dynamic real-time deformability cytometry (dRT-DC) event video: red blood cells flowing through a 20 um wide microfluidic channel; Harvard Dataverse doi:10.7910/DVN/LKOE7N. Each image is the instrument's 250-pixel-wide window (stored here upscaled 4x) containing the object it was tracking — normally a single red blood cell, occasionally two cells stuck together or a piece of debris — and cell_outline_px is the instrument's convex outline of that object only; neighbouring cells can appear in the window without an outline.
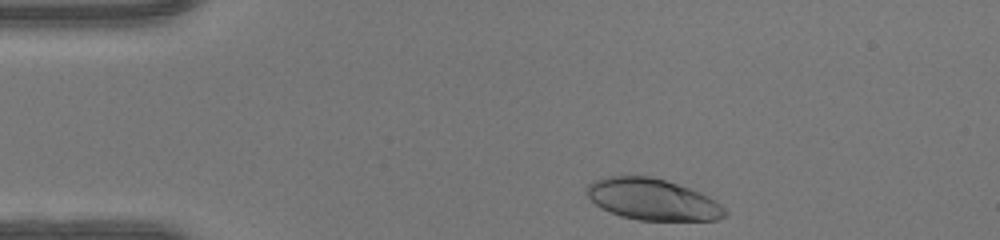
{"species": "human", "species_latin": "Homo sapiens", "temperature_condition": "warm", "stored_images_in_passage": 34, "camera_frame_rate_fps": 3000, "um_per_image_px": 0.085, "donor": {"sex": "female"}, "frame": {"image": 1, "passage_image": 1, "time_ms": 0.0, "image_size_px": [1000, 240], "cell_outline_px": [[728, 216], [716, 220], [640, 220], [620, 216], [600, 208], [584, 192], [588, 184], [596, 180], [608, 176], [652, 176], [700, 192], [716, 200], [728, 212]], "centroid_in_image_um": [55.47, 16.96], "position_along_channel_um": 29.5, "area_um2": 33.29}}
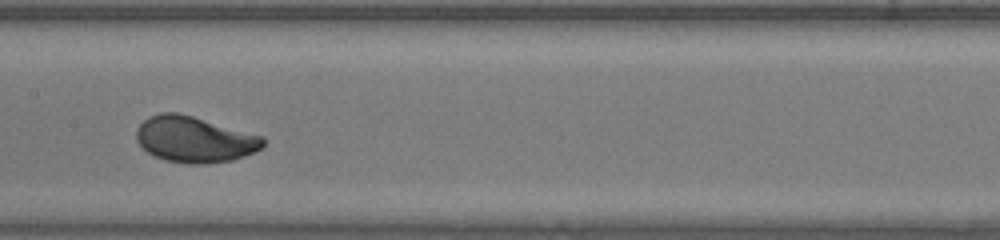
{"frame": {"image": 2, "passage_image": 17, "time_ms": 5.333, "image_size_px": [1000, 240], "cell_outline_px": [[264, 144], [260, 148], [244, 156], [232, 160], [200, 164], [188, 164], [164, 160], [148, 152], [136, 140], [136, 128], [148, 116], [160, 112], [176, 112], [192, 116], [264, 136]], "centroid_in_image_um": [16.51, 11.84], "position_along_channel_um": 190.9, "area_um2": 33.81}}
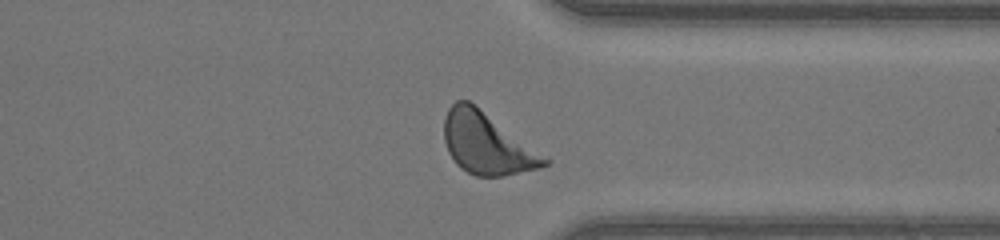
{"frame": {"image": 3, "passage_image": 30, "time_ms": 9.667, "image_size_px": [1000, 240], "cell_outline_px": [[552, 160], [548, 164], [536, 168], [500, 176], [476, 176], [460, 168], [456, 164], [448, 152], [444, 140], [444, 116], [448, 108], [456, 100], [468, 100]], "centroid_in_image_um": [41.35, 12.19], "position_along_channel_um": 370.1, "area_um2": 35.55}, "authors_computed_cell_mechanics": {"area_um2": 33.4084, "velocity_mm_per_s": 4.1679, "shape_relaxation_time_tau1_ms": 4.623, "shape_relaxation_time_tau2_ms": null, "deformation_change_tau1": 0.2334, "deformation_change_tau2": null}}